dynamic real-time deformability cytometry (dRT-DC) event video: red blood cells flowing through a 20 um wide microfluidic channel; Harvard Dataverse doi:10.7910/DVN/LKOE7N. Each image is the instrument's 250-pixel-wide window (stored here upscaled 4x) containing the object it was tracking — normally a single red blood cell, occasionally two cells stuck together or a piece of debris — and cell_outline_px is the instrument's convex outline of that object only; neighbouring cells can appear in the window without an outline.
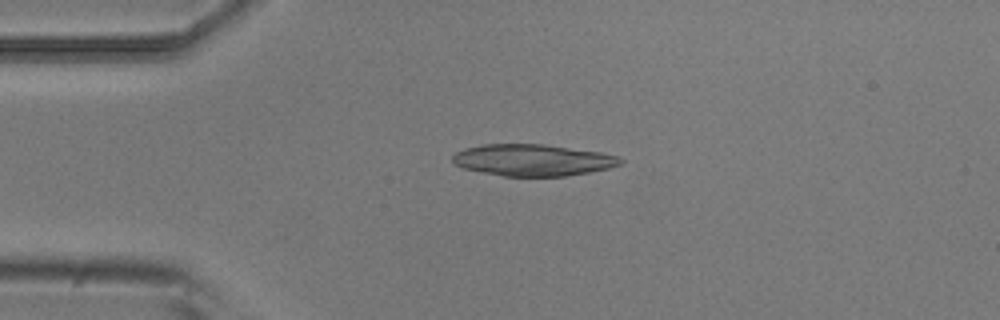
{"species": "common noctule bat (a hibernating species)", "species_latin": "Nyctalus noctula", "temperature_condition": "room temperature", "stored_images_in_passage": 5, "camera_frame_rate_fps": 3000, "um_per_image_px": 0.085, "animal": {"sex": "male", "body_mass_g": 20.5, "forearm_length_mm": 52.5}, "frame": {"image": 1, "passage_image": 4, "time_ms": 1.0, "image_size_px": [1000, 320], "cell_outline_px": [[624, 160], [620, 164], [608, 168], [588, 172], [564, 176], [504, 176], [480, 172], [464, 168], [456, 164], [452, 160], [452, 156], [456, 152], [464, 148], [484, 144], [544, 144], [600, 152], [620, 156]], "centroid_in_image_um": [45.28, 13.6], "position_along_channel_um": 39.7, "area_um2": 30.87}}